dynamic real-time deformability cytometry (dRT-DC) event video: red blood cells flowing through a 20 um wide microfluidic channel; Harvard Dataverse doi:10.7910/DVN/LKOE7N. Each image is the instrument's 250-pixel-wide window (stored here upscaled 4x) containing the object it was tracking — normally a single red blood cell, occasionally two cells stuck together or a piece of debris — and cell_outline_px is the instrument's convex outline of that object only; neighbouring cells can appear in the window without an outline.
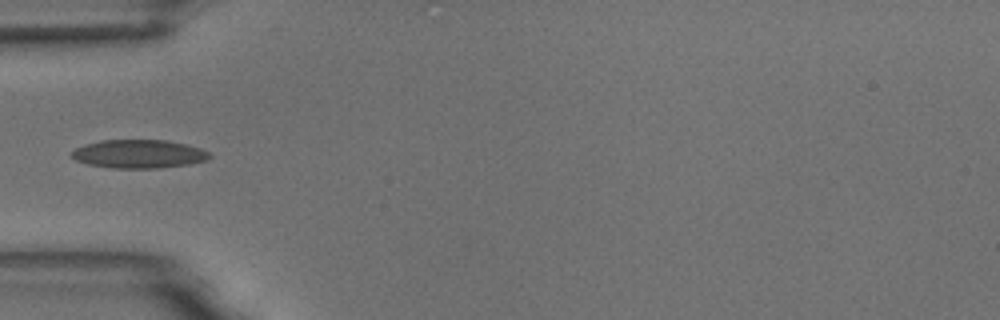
{"species": "common noctule bat (a hibernating species)", "species_latin": "Nyctalus noctula", "temperature_condition": "room temperature", "stored_images_in_passage": 7, "camera_frame_rate_fps": 3000, "um_per_image_px": 0.085, "animal": {"sex": "male", "body_mass_g": 18.8}, "frame": {"image": 1, "passage_image": 4, "time_ms": 4.333, "image_size_px": [1000, 320], "cell_outline_px": [[212, 156], [208, 160], [188, 164], [156, 168], [112, 168], [88, 164], [76, 160], [72, 156], [72, 152], [76, 148], [84, 144], [100, 140], [164, 140], [184, 144], [200, 148], [208, 152]], "centroid_in_image_um": [11.79, 13.08], "position_along_channel_um": 73.2, "area_um2": 22.72}}